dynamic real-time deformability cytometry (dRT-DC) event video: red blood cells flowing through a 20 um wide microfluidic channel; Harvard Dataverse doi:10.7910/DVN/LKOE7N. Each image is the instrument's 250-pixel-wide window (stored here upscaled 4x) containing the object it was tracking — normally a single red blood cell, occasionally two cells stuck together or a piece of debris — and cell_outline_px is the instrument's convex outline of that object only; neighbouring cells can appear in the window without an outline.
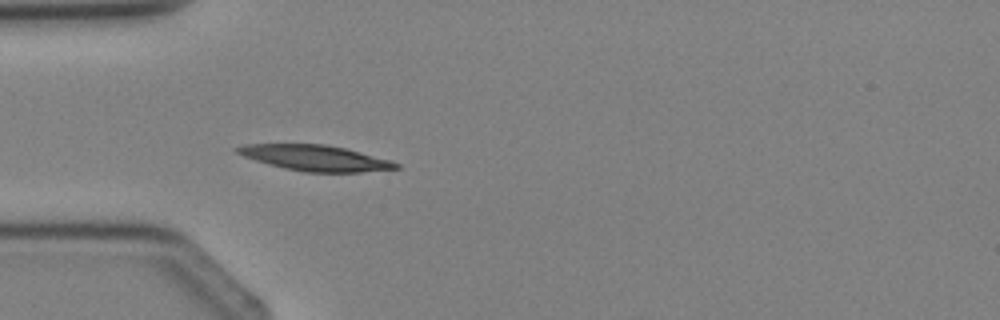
{"species": "Egyptian fruit bat (a non-hibernating species)", "species_latin": "Rousettus aegyptiacus", "temperature_condition": "cold", "stored_images_in_passage": 3, "camera_frame_rate_fps": 3000, "um_per_image_px": 0.085, "animal": {"sex": "female"}, "frame": {"image": 1, "passage_image": 3, "time_ms": 2.333, "image_size_px": [1000, 320], "cell_outline_px": [[400, 168], [360, 172], [304, 172], [284, 168], [268, 164], [244, 156], [236, 152], [232, 148], [244, 144], [324, 144], [344, 148], [392, 160], [400, 164]], "centroid_in_image_um": [26.79, 13.42], "position_along_channel_um": 58.2, "area_um2": 23.7}}